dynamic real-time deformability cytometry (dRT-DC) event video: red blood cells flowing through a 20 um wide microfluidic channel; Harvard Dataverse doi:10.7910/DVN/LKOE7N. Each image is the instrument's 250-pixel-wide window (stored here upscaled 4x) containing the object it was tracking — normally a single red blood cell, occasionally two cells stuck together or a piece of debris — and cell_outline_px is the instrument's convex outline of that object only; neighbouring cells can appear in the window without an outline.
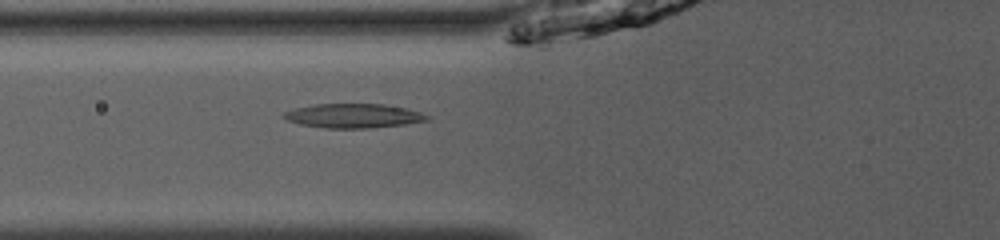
{"species": "common noctule bat (a hibernating species)", "species_latin": "Nyctalus noctula", "temperature_condition": "room temperature", "stored_images_in_passage": 42, "camera_frame_rate_fps": 3000, "um_per_image_px": 0.085, "animal": {"sex": "male", "body_mass_g": 13.0, "forearm_length_mm": 53.1}, "frame": {"image": 1, "passage_image": 11, "time_ms": 3.333, "image_size_px": [1000, 240], "cell_outline_px": [[432, 116], [428, 120], [404, 124], [368, 128], [324, 128], [300, 124], [284, 120], [280, 116], [284, 112], [296, 108], [316, 104], [384, 104], [404, 108], [420, 112]], "centroid_in_image_um": [30.0, 9.84], "position_along_channel_um": 95.8, "area_um2": 20.23}}
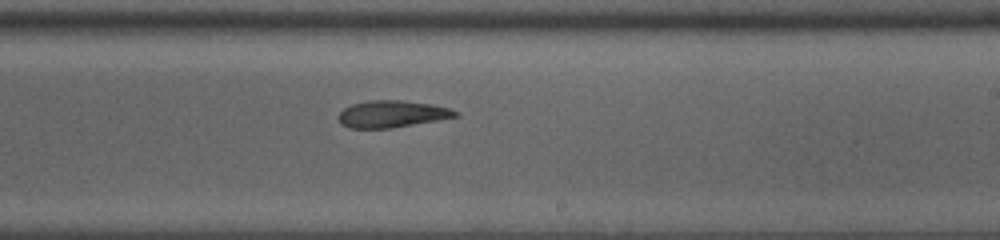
{"frame": {"image": 2, "passage_image": 23, "time_ms": 7.333, "image_size_px": [1000, 240], "cell_outline_px": [[460, 116], [392, 128], [348, 128], [340, 124], [336, 116], [344, 108], [352, 104], [368, 100], [400, 100], [432, 104], [448, 108], [460, 112]], "centroid_in_image_um": [33.29, 9.69], "position_along_channel_um": 255.7, "area_um2": 18.5}}
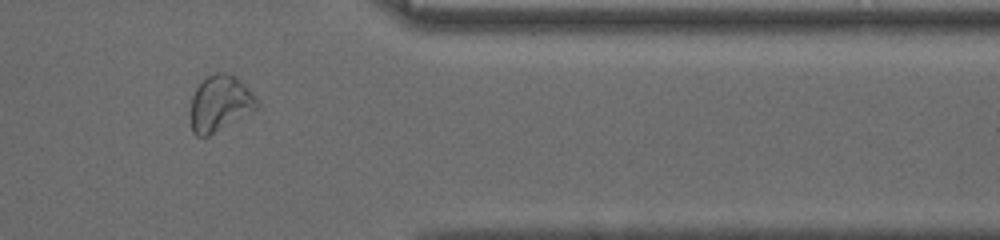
{"frame": {"image": 3, "passage_image": 34, "time_ms": 11.0, "image_size_px": [1000, 240], "cell_outline_px": [[260, 108], [208, 136], [196, 136], [192, 132], [188, 116], [192, 96], [196, 88], [208, 76], [216, 72], [224, 72], [236, 76], [252, 92], [260, 104]], "centroid_in_image_um": [18.69, 8.81], "position_along_channel_um": 392.7, "area_um2": 22.02}, "authors_computed_cell_mechanics": {"area_um2": 19.9988, "velocity_mm_per_s": 3.9817, "shape_relaxation_time_tau1_ms": null, "shape_relaxation_time_tau2_ms": 4.6277, "deformation_change_tau1": null, "deformation_change_tau2": 0.1265}}